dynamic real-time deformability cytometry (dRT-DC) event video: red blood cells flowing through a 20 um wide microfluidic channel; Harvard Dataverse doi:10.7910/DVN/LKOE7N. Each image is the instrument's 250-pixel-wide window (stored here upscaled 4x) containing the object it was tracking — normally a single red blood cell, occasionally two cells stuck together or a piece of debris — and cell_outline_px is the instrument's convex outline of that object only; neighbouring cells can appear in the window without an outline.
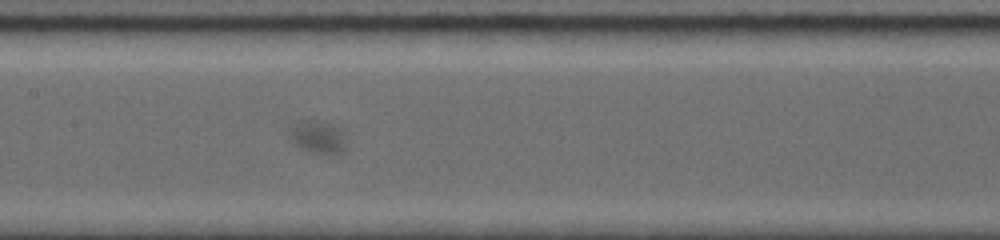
{"species": "common noctule bat (a hibernating species)", "species_latin": "Nyctalus noctula", "temperature_condition": "room temperature", "stored_images_in_passage": 97, "camera_frame_rate_fps": 5000, "um_per_image_px": 0.085, "animal": {"sex": "female", "body_mass_g": 19.0, "forearm_length_mm": 56.7}, "frame": {"image": 1, "passage_image": 28, "time_ms": 5.8, "image_size_px": [1000, 240], "cell_outline_px": [[344, 148], [340, 152], [312, 152], [296, 144], [288, 136], [288, 128], [300, 120], [312, 120], [328, 124], [340, 128], [344, 144]], "centroid_in_image_um": [26.92, 11.6], "position_along_channel_um": 180.5, "area_um2": 10.17}}